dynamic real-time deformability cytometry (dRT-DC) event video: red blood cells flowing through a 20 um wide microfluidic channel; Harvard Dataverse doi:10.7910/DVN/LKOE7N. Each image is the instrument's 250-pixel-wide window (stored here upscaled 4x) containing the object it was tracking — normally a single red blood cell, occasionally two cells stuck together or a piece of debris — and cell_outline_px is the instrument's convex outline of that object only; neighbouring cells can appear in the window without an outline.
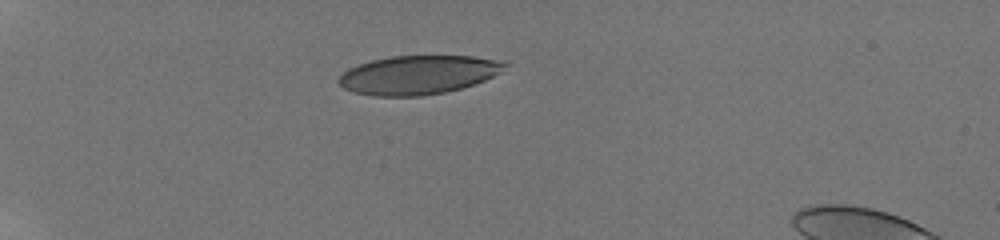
{"species": "human", "species_latin": "Homo sapiens", "temperature_condition": "room temperature", "stored_images_in_passage": 35, "camera_frame_rate_fps": 3000, "um_per_image_px": 0.085, "donor": {"sex": "male"}, "frame": {"image": 1, "passage_image": 1, "time_ms": 0.0, "image_size_px": [1000, 240], "cell_outline_px": [[512, 64], [500, 72], [484, 80], [460, 88], [444, 92], [420, 96], [372, 96], [352, 92], [344, 88], [336, 80], [348, 68], [372, 60], [392, 56], [472, 56], [496, 60]], "centroid_in_image_um": [35.53, 6.36], "position_along_channel_um": 49.5, "area_um2": 37.4}}
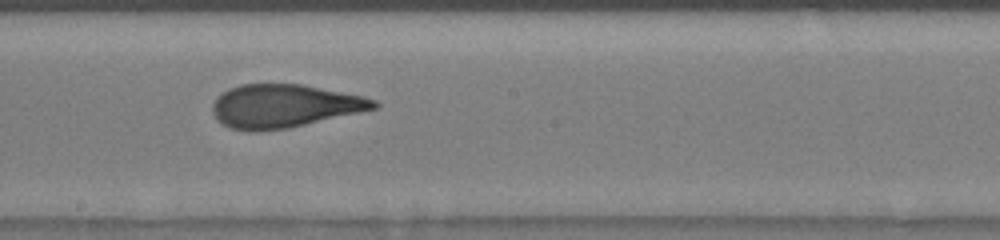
{"frame": {"image": 2, "passage_image": 18, "time_ms": 5.667, "image_size_px": [1000, 240], "cell_outline_px": [[380, 104], [376, 108], [288, 128], [256, 132], [228, 128], [220, 124], [212, 112], [212, 104], [228, 88], [240, 84], [300, 84], [364, 96], [376, 100]], "centroid_in_image_um": [24.12, 9.02], "position_along_channel_um": 224.1, "area_um2": 40.52}}
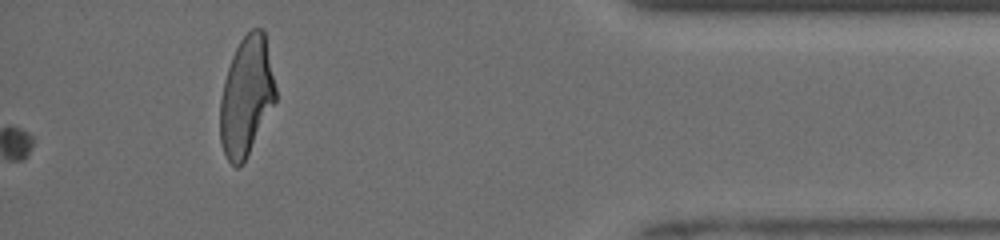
{"frame": {"image": 3, "passage_image": 35, "time_ms": 11.333, "image_size_px": [1000, 240], "cell_outline_px": [[276, 100], [244, 160], [236, 168], [228, 160], [224, 152], [220, 140], [220, 100], [224, 80], [232, 56], [240, 40], [252, 28], [264, 28], [276, 88]], "centroid_in_image_um": [20.94, 8.14], "position_along_channel_um": 414.3, "area_um2": 38.03}, "authors_computed_cell_mechanics": {"area_um2": 40.4022, "velocity_mm_per_s": 3.9486, "shape_relaxation_time_tau1_ms": 4.9141, "shape_relaxation_time_tau2_ms": 0.9865, "deformation_change_tau1": 0.2107, "deformation_change_tau2": 0.0922}}